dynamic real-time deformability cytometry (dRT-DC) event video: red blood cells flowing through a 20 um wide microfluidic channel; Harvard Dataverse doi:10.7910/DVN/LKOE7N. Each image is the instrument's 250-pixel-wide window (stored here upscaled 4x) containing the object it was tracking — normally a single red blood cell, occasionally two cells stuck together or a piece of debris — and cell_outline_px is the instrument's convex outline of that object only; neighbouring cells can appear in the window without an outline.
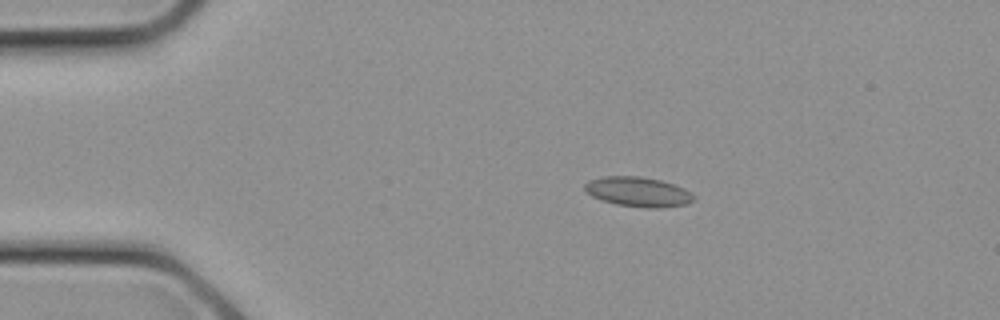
{"species": "common noctule bat (a hibernating species)", "species_latin": "Nyctalus noctula", "temperature_condition": "cold", "stored_images_in_passage": 8, "camera_frame_rate_fps": 3000, "um_per_image_px": 0.085, "animal": {"sex": "female", "body_mass_g": 21.9}, "frame": {"image": 1, "passage_image": 5, "time_ms": 1.333, "image_size_px": [1000, 320], "cell_outline_px": [[696, 196], [688, 204], [660, 208], [648, 208], [616, 204], [600, 200], [592, 196], [584, 188], [584, 184], [588, 180], [604, 176], [640, 176], [660, 180], [684, 188]], "centroid_in_image_um": [54.23, 16.3], "position_along_channel_um": 30.8, "area_um2": 18.9}}